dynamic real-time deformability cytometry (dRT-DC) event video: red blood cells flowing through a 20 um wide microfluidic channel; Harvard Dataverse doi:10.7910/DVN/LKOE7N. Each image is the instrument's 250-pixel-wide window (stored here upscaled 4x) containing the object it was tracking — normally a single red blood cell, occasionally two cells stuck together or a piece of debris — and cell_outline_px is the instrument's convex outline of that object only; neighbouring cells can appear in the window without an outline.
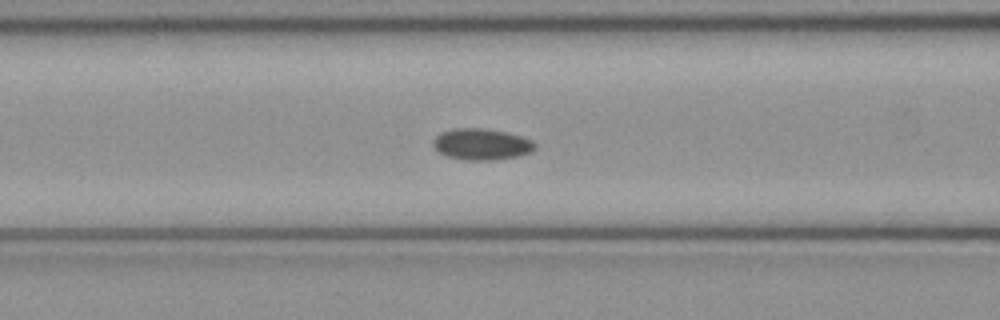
{"species": "common noctule bat (a hibernating species)", "species_latin": "Nyctalus noctula", "temperature_condition": "cold", "stored_images_in_passage": 51, "camera_frame_rate_fps": 3000, "um_per_image_px": 0.085, "animal": {"sex": "female", "body_mass_g": 21.9}, "frame": {"image": 1, "passage_image": 21, "time_ms": 6.667, "image_size_px": [1000, 320], "cell_outline_px": [[536, 148], [532, 152], [520, 156], [496, 160], [468, 160], [448, 156], [440, 152], [432, 144], [432, 140], [440, 132], [452, 128], [484, 128], [508, 132], [532, 140], [536, 144]], "centroid_in_image_um": [40.96, 12.25], "position_along_channel_um": 125.6, "area_um2": 18.79}}
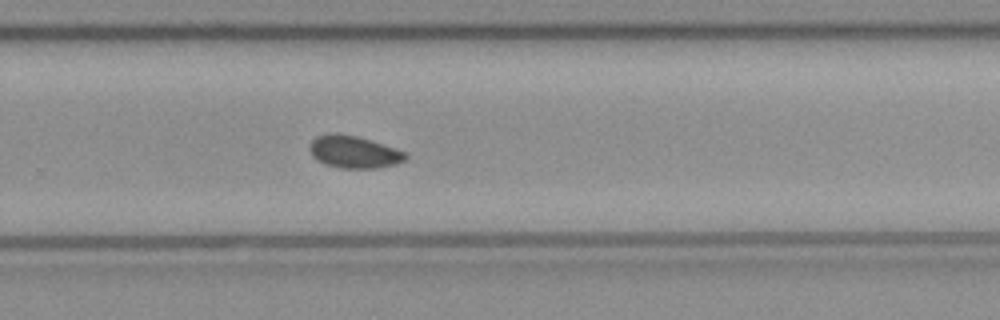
{"frame": {"image": 2, "passage_image": 34, "time_ms": 11.0, "image_size_px": [1000, 320], "cell_outline_px": [[408, 156], [404, 160], [396, 164], [376, 168], [340, 168], [324, 164], [316, 160], [312, 156], [308, 148], [312, 140], [316, 136], [328, 132], [336, 132], [356, 136], [396, 148], [408, 152]], "centroid_in_image_um": [30.05, 12.9], "position_along_channel_um": 299.7, "area_um2": 18.32}}
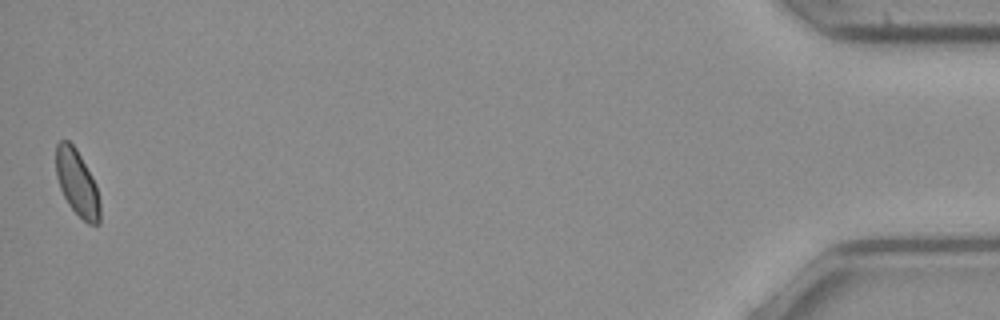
{"frame": {"image": 3, "passage_image": 51, "time_ms": 16.667, "image_size_px": [1000, 320], "cell_outline_px": [[100, 224], [88, 224], [68, 204], [60, 188], [56, 176], [56, 144], [60, 140], [68, 140], [76, 148], [92, 176], [96, 184], [100, 204]], "centroid_in_image_um": [6.56, 15.54], "position_along_channel_um": 428.6, "area_um2": 16.88}}